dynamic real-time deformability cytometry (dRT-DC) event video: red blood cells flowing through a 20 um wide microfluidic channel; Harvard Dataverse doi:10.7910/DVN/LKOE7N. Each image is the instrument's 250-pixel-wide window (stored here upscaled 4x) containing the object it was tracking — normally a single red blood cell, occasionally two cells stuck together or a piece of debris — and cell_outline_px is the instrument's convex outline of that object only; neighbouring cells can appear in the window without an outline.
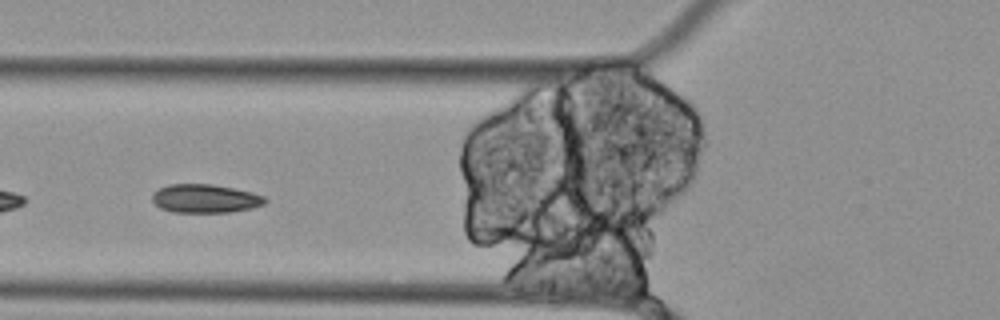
{"species": "Egyptian fruit bat (a non-hibernating species)", "species_latin": "Rousettus aegyptiacus", "temperature_condition": "cold", "stored_images_in_passage": 34, "segment_of_instrument_passage": [2, 2], "camera_frame_rate_fps": 3000, "um_per_image_px": 0.085, "animal": {"sex": "female"}, "frame": {"image": 1, "passage_image": 4, "time_ms": 1.0, "image_size_px": [1000, 320], "cell_outline_px": [[268, 200], [264, 204], [252, 208], [228, 212], [172, 212], [160, 208], [152, 200], [152, 192], [168, 184], [212, 184], [252, 192], [264, 196]], "centroid_in_image_um": [17.43, 16.87], "position_along_channel_um": 108.4, "area_um2": 18.79}}
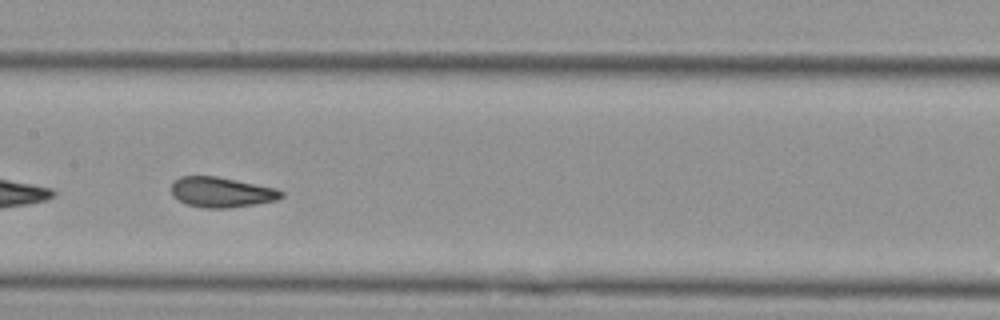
{"frame": {"image": 2, "passage_image": 11, "time_ms": 3.333, "image_size_px": [1000, 320], "cell_outline_px": [[284, 196], [276, 200], [228, 208], [204, 208], [188, 204], [172, 196], [172, 184], [180, 176], [216, 176], [276, 188], [284, 192]], "centroid_in_image_um": [18.83, 16.33], "position_along_channel_um": 188.6, "area_um2": 19.13}}
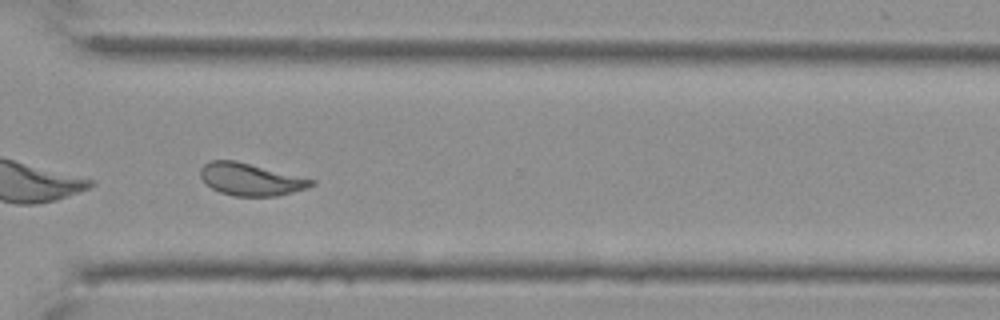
{"frame": {"image": 3, "passage_image": 25, "time_ms": 8.0, "image_size_px": [1000, 320], "cell_outline_px": [[316, 184], [308, 188], [276, 196], [236, 196], [220, 192], [212, 188], [200, 176], [200, 168], [208, 160], [236, 160], [316, 180]], "centroid_in_image_um": [21.32, 15.23], "position_along_channel_um": 349.3, "area_um2": 20.87}}